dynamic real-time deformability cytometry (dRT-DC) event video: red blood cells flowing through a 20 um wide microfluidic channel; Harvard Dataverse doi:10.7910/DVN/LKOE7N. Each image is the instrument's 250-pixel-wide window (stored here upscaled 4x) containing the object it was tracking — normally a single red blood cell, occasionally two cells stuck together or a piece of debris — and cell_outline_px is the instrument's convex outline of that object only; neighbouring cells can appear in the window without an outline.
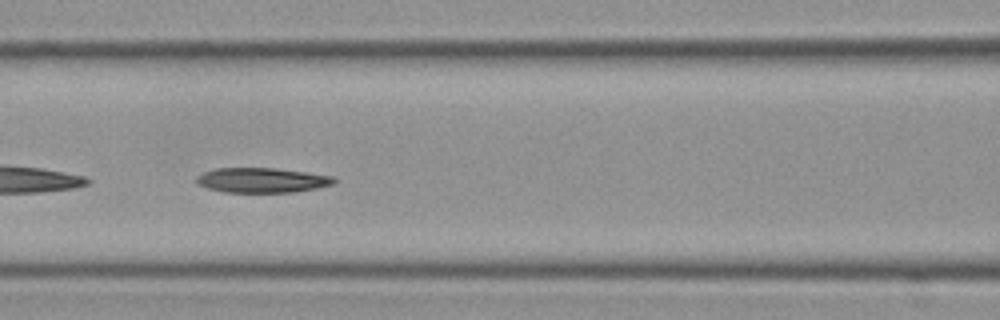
{"species": "Egyptian fruit bat (a non-hibernating species)", "species_latin": "Rousettus aegyptiacus", "temperature_condition": "cold", "stored_images_in_passage": 40, "camera_frame_rate_fps": 3000, "um_per_image_px": 0.085, "frame": {"image": 1, "passage_image": 7, "time_ms": 2.0, "image_size_px": [1000, 320], "cell_outline_px": [[336, 180], [332, 184], [316, 188], [292, 192], [224, 192], [208, 188], [196, 184], [196, 176], [204, 172], [216, 168], [276, 168], [336, 176]], "centroid_in_image_um": [22.26, 15.31], "position_along_channel_um": 144.3, "area_um2": 19.94}}
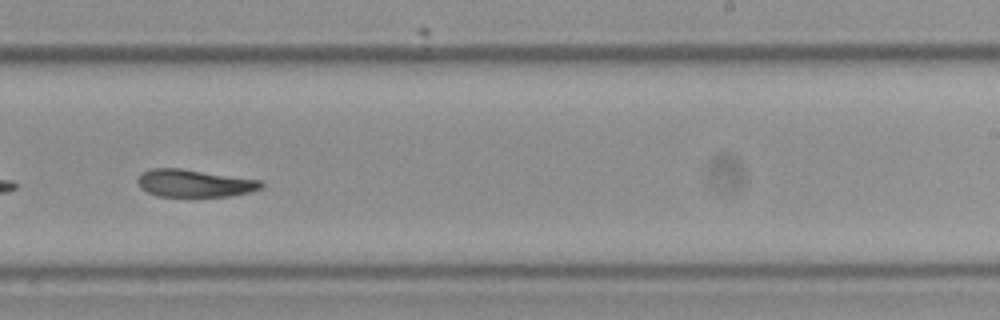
{"frame": {"image": 2, "passage_image": 18, "time_ms": 5.667, "image_size_px": [1000, 320], "cell_outline_px": [[264, 184], [260, 188], [248, 192], [228, 196], [160, 196], [148, 192], [140, 188], [136, 180], [144, 172], [152, 168], [180, 168], [260, 180]], "centroid_in_image_um": [16.5, 15.57], "position_along_channel_um": 272.5, "area_um2": 19.48}, "authors_computed_cell_mechanics": {"area_um2": 20.6346, "velocity_mm_per_s": 3.505, "shape_relaxation_time_tau1_ms": 7.819, "shape_relaxation_time_tau2_ms": 8.3545, "deformation_change_tau1": 0.1812, "deformation_change_tau2": 0.1756}}